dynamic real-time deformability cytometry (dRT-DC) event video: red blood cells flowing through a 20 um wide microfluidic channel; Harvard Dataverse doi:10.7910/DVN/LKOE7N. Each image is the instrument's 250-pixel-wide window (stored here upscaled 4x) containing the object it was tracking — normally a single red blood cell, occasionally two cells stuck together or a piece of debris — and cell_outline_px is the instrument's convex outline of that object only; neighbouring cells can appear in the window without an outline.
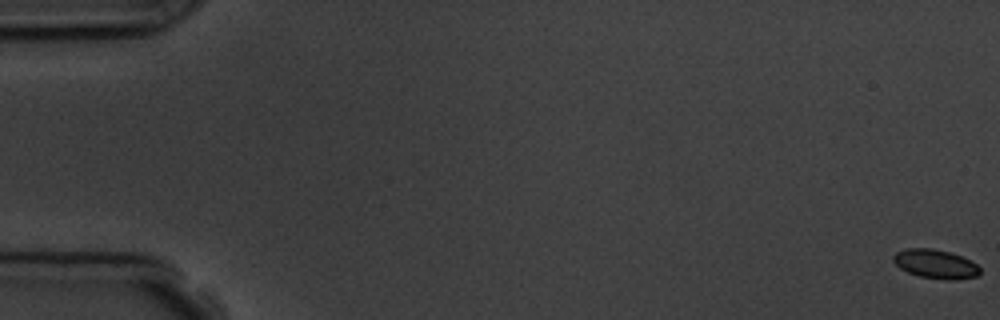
{"species": "common noctule bat (a hibernating species)", "species_latin": "Nyctalus noctula", "temperature_condition": "room temperature", "stored_images_in_passage": 6, "camera_frame_rate_fps": 3000, "um_per_image_px": 0.085, "animal": {"sex": "male", "body_mass_g": 19.5, "forearm_length_mm": 54.6}, "frame": {"image": 1, "passage_image": 1, "time_ms": 0.0, "image_size_px": [1000, 320], "cell_outline_px": [[980, 272], [976, 276], [956, 280], [948, 280], [920, 276], [908, 272], [900, 268], [892, 260], [892, 256], [896, 252], [904, 248], [932, 248], [948, 252], [960, 256], [976, 264], [980, 268]], "centroid_in_image_um": [79.48, 22.43], "position_along_channel_um": 5.5, "area_um2": 14.51}}